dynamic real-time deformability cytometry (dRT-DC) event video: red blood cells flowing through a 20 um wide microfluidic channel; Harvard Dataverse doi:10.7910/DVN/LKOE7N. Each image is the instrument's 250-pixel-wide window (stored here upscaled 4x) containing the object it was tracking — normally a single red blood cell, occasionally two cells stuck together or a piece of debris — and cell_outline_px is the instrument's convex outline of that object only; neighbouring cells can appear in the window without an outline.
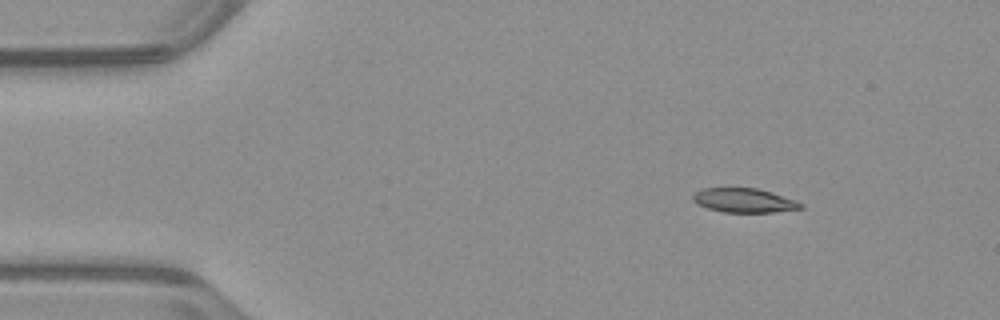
{"species": "common noctule bat (a hibernating species)", "species_latin": "Nyctalus noctula", "temperature_condition": "warm", "stored_images_in_passage": 51, "camera_frame_rate_fps": 3000, "um_per_image_px": 0.085, "animal": {"sex": "male", "body_mass_g": 23.1, "forearm_length_mm": 52.7}, "frame": {"image": 1, "passage_image": 6, "time_ms": 1.667, "image_size_px": [1000, 320], "cell_outline_px": [[804, 208], [772, 212], [724, 212], [708, 208], [696, 204], [692, 200], [692, 196], [700, 188], [756, 188], [772, 192], [796, 200], [804, 204]], "centroid_in_image_um": [63.25, 17.03], "position_along_channel_um": 21.8, "area_um2": 15.26}}
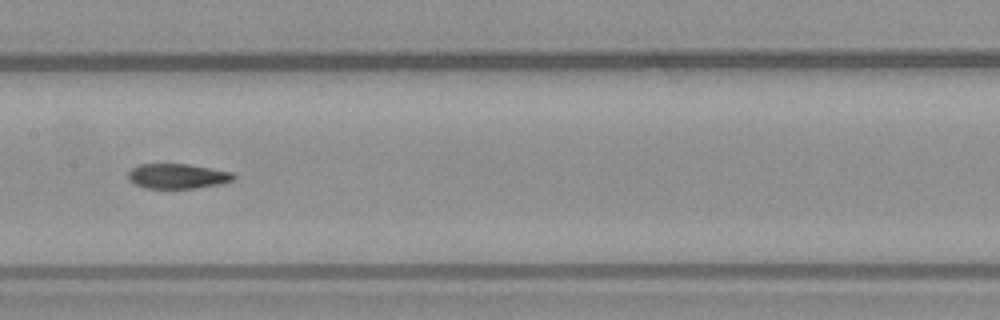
{"frame": {"image": 2, "passage_image": 25, "time_ms": 8.0, "image_size_px": [1000, 320], "cell_outline_px": [[236, 176], [232, 180], [220, 184], [196, 188], [144, 188], [128, 180], [128, 172], [132, 168], [140, 164], [188, 164], [232, 172]], "centroid_in_image_um": [15.07, 14.97], "position_along_channel_um": 192.3, "area_um2": 15.26}}
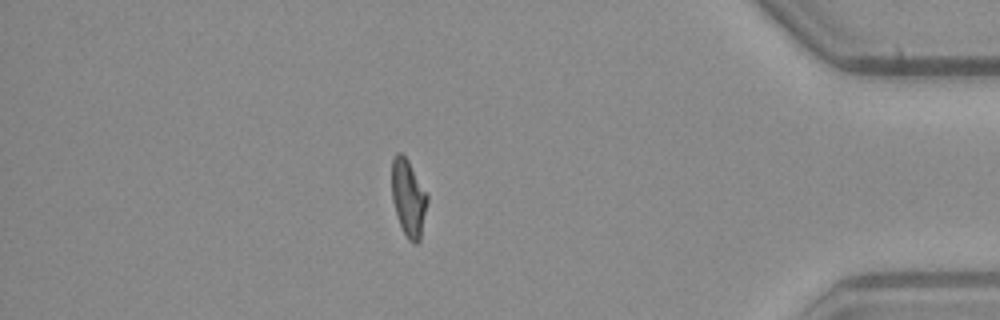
{"frame": {"image": 3, "passage_image": 44, "time_ms": 14.333, "image_size_px": [1000, 320], "cell_outline_px": [[428, 200], [420, 240], [416, 244], [412, 244], [408, 240], [400, 224], [392, 200], [392, 156], [396, 152], [400, 152], [408, 160], [428, 196]], "centroid_in_image_um": [34.71, 16.83], "position_along_channel_um": 400.5, "area_um2": 15.84}, "authors_computed_cell_mechanics": {"area_um2": 16.2996, "velocity_mm_per_s": 3.9687, "shape_relaxation_time_tau1_ms": null, "shape_relaxation_time_tau2_ms": 3.892, "deformation_change_tau1": null, "deformation_change_tau2": 0.1013}}